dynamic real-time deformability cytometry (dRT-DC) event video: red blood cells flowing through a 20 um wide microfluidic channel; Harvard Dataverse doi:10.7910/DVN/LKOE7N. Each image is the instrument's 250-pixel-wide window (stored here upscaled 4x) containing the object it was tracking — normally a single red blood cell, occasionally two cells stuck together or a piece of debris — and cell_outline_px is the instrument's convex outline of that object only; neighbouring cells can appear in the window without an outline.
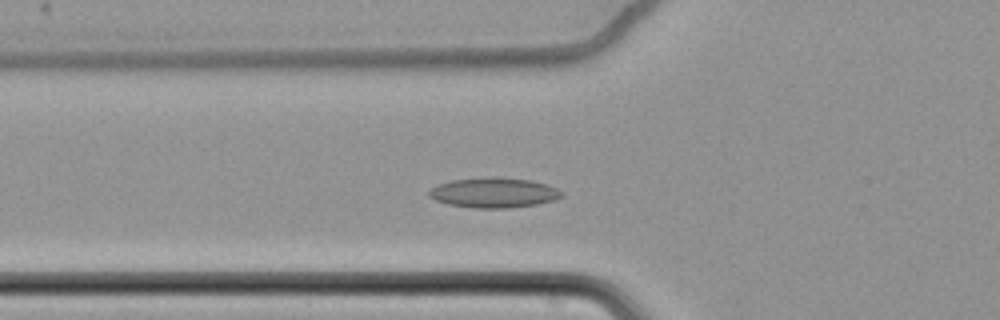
{"species": "common noctule bat (a hibernating species)", "species_latin": "Nyctalus noctula", "temperature_condition": "cold", "stored_images_in_passage": 57, "camera_frame_rate_fps": 3000, "um_per_image_px": 0.085, "animal": {"sex": "female", "body_mass_g": 22.7, "forearm_length_mm": 54.2}, "frame": {"image": 1, "passage_image": 19, "time_ms": 6.0, "image_size_px": [1000, 320], "cell_outline_px": [[564, 192], [556, 200], [536, 204], [508, 208], [472, 208], [448, 204], [436, 200], [428, 196], [428, 192], [432, 188], [440, 184], [452, 180], [496, 176], [532, 180], [548, 184]], "centroid_in_image_um": [42.0, 16.37], "position_along_channel_um": 83.8, "area_um2": 23.29}}
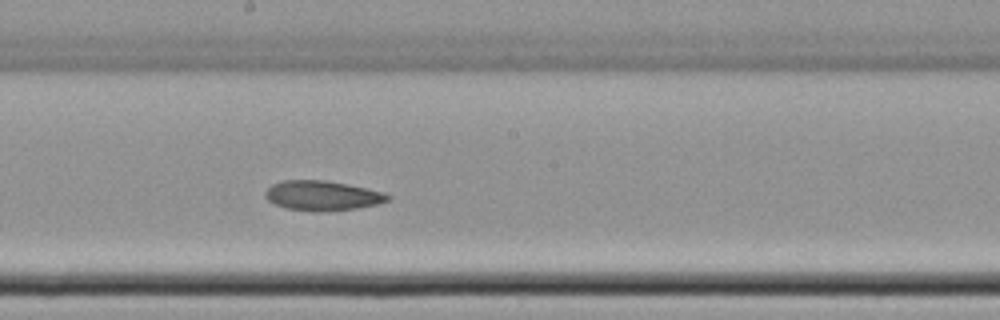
{"frame": {"image": 2, "passage_image": 31, "time_ms": 10.0, "image_size_px": [1000, 320], "cell_outline_px": [[392, 196], [388, 200], [376, 204], [356, 208], [328, 212], [316, 212], [288, 208], [276, 204], [268, 200], [264, 196], [264, 192], [272, 184], [284, 180], [324, 180], [384, 192]], "centroid_in_image_um": [27.38, 16.63], "position_along_channel_um": 220.8, "area_um2": 21.1}}
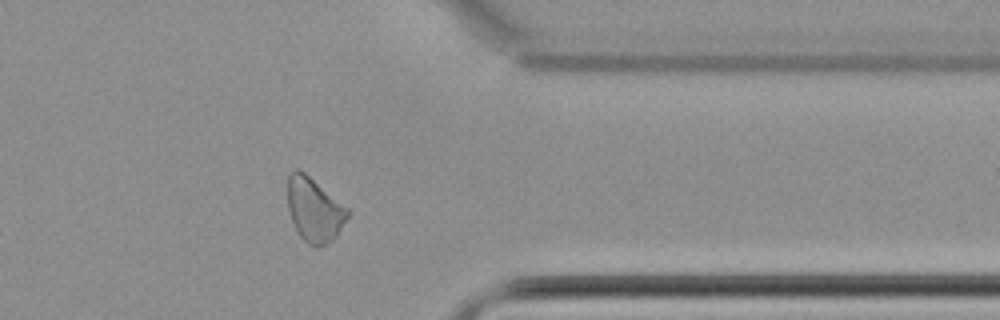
{"frame": {"image": 3, "passage_image": 46, "time_ms": 15.0, "image_size_px": [1000, 320], "cell_outline_px": [[352, 212], [336, 236], [328, 244], [316, 248], [308, 244], [296, 232], [292, 224], [288, 208], [288, 172], [296, 168], [304, 172], [348, 208]], "centroid_in_image_um": [26.71, 17.85], "position_along_channel_um": 384.7, "area_um2": 22.66}, "authors_computed_cell_mechanics": {"area_um2": 22.7732, "velocity_mm_per_s": 3.4405, "shape_relaxation_time_tau1_ms": null, "shape_relaxation_time_tau2_ms": 8.4842, "deformation_change_tau1": null, "deformation_change_tau2": 0.1335}}